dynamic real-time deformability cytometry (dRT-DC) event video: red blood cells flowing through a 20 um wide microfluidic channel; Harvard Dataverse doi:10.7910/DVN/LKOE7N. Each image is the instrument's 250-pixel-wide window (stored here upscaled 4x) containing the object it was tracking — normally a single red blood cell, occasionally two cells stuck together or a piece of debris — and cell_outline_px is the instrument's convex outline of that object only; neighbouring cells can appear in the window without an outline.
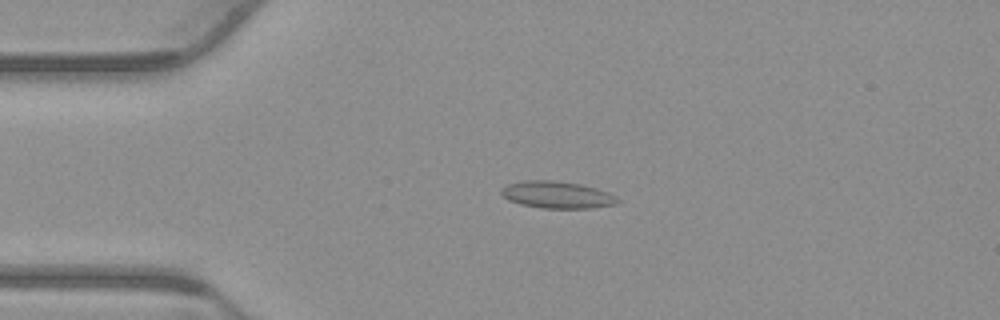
{"species": "common noctule bat (a hibernating species)", "species_latin": "Nyctalus noctula", "temperature_condition": "warm", "stored_images_in_passage": 53, "camera_frame_rate_fps": 3000, "um_per_image_px": 0.085, "animal": {"sex": "male", "body_mass_g": 23.1, "forearm_length_mm": 52.7}, "frame": {"image": 1, "passage_image": 12, "time_ms": 3.667, "image_size_px": [1000, 320], "cell_outline_px": [[620, 204], [592, 208], [540, 208], [520, 204], [508, 200], [500, 192], [500, 188], [508, 184], [524, 180], [552, 180], [580, 184], [596, 188], [608, 192], [616, 196], [620, 200]], "centroid_in_image_um": [47.37, 16.56], "position_along_channel_um": 37.6, "area_um2": 18.5}}
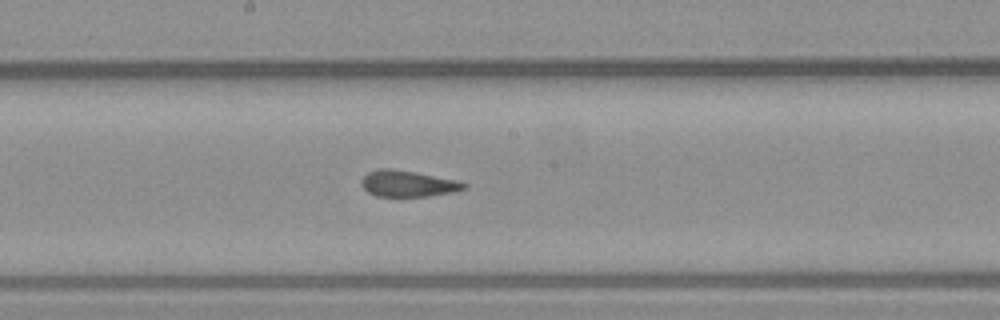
{"frame": {"image": 2, "passage_image": 28, "time_ms": 9.0, "image_size_px": [1000, 320], "cell_outline_px": [[468, 188], [452, 192], [428, 196], [376, 196], [368, 192], [360, 184], [360, 180], [368, 172], [380, 168], [392, 168], [456, 180], [468, 184]], "centroid_in_image_um": [34.65, 15.61], "position_along_channel_um": 213.6, "area_um2": 15.61}}
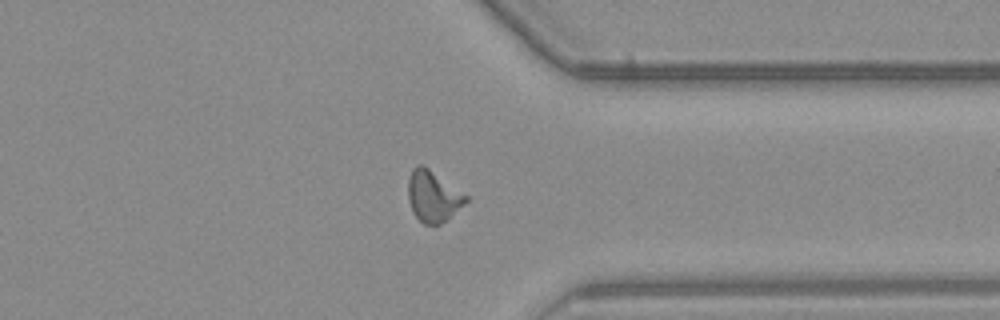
{"frame": {"image": 3, "passage_image": 41, "time_ms": 13.333, "image_size_px": [1000, 320], "cell_outline_px": [[468, 200], [464, 204], [440, 224], [424, 224], [412, 212], [408, 200], [408, 180], [412, 168], [416, 164], [424, 164], [468, 196]], "centroid_in_image_um": [36.78, 16.64], "position_along_channel_um": 374.6, "area_um2": 17.17}, "authors_computed_cell_mechanics": {"area_um2": 16.473, "velocity_mm_per_s": 3.8372, "shape_relaxation_time_tau1_ms": null, "shape_relaxation_time_tau2_ms": 1.3956, "deformation_change_tau1": null, "deformation_change_tau2": 0.0809}}